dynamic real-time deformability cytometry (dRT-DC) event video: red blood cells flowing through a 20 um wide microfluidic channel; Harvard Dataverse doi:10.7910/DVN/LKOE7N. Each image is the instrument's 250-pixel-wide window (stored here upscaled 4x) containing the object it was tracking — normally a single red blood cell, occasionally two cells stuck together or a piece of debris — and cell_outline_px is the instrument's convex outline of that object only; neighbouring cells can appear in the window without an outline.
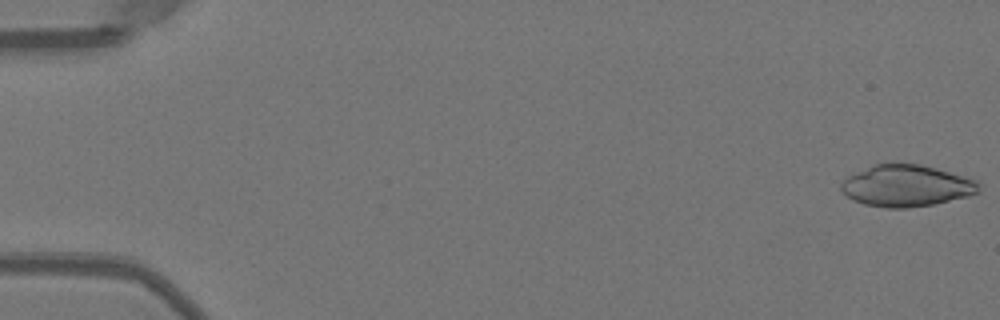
{"species": "Egyptian fruit bat (a non-hibernating species)", "species_latin": "Rousettus aegyptiacus", "temperature_condition": "warm", "stored_images_in_passage": 52, "camera_frame_rate_fps": 3000, "um_per_image_px": 0.085, "animal": {"sex": "female"}, "frame": {"image": 1, "passage_image": 1, "time_ms": 0.0, "image_size_px": [1000, 320], "cell_outline_px": [[980, 184], [976, 192], [968, 196], [932, 204], [908, 208], [888, 208], [864, 204], [852, 200], [840, 188], [840, 184], [848, 176], [872, 164], [920, 164], [936, 168], [980, 180]], "centroid_in_image_um": [77.05, 15.79], "position_along_channel_um": 8.0, "area_um2": 33.23}}